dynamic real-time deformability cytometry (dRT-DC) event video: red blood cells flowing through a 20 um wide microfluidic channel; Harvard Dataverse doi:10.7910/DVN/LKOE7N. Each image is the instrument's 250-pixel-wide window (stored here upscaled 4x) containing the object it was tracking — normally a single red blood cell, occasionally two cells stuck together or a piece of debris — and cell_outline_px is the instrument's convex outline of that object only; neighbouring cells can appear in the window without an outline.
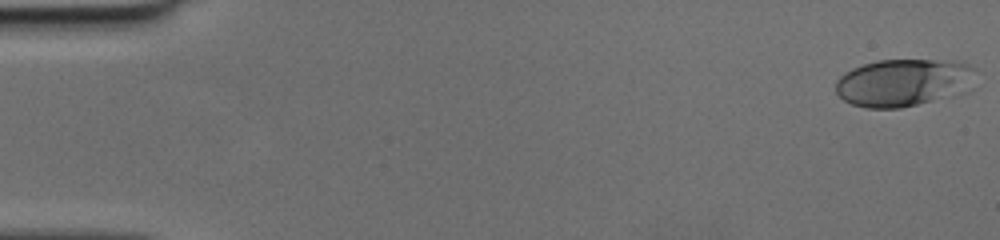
{"species": "human", "species_latin": "Homo sapiens", "temperature_condition": "cold", "stored_images_in_passage": 49, "camera_frame_rate_fps": 3000, "um_per_image_px": 0.085, "donor": {"sex": "female"}, "frame": {"image": 1, "passage_image": 1, "time_ms": 0.0, "image_size_px": [1000, 240], "cell_outline_px": [[968, 64], [964, 68], [928, 100], [916, 104], [900, 108], [864, 108], [852, 104], [844, 100], [836, 92], [836, 80], [840, 76], [852, 68], [864, 64], [880, 60], [932, 60]], "centroid_in_image_um": [76.1, 7.01], "position_along_channel_um": 8.9, "area_um2": 33.52}}
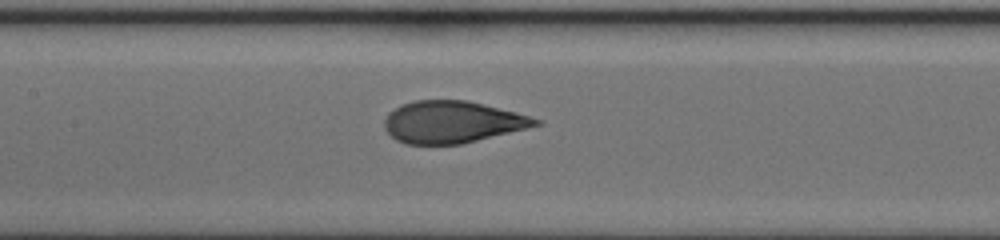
{"frame": {"image": 2, "passage_image": 24, "time_ms": 7.667, "image_size_px": [1000, 240], "cell_outline_px": [[544, 124], [460, 144], [404, 144], [396, 140], [384, 128], [384, 120], [388, 112], [400, 104], [416, 100], [468, 100], [516, 112], [544, 120]], "centroid_in_image_um": [38.44, 10.36], "position_along_channel_um": 169.0, "area_um2": 37.11}}
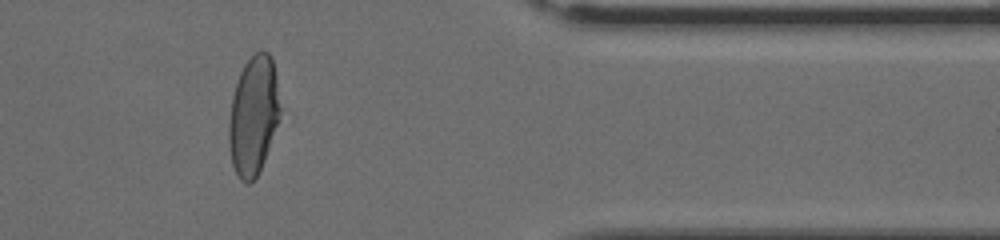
{"frame": {"image": 3, "passage_image": 41, "time_ms": 13.333, "image_size_px": [1000, 240], "cell_outline_px": [[280, 112], [264, 160], [256, 176], [248, 184], [244, 184], [240, 180], [232, 164], [228, 140], [228, 124], [232, 96], [240, 72], [244, 64], [256, 52], [268, 52], [272, 56], [276, 76], [280, 108]], "centroid_in_image_um": [21.52, 9.81], "position_along_channel_um": 389.9, "area_um2": 35.08}}